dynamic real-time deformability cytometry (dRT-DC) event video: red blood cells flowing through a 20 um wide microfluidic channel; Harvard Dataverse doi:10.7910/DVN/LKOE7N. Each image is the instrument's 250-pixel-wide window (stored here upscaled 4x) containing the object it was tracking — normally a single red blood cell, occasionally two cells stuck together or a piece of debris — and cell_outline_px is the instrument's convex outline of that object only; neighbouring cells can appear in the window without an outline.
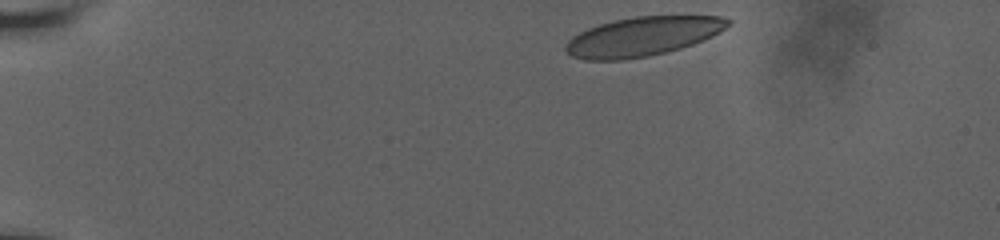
{"species": "human", "species_latin": "Homo sapiens", "temperature_condition": "room temperature", "stored_images_in_passage": 34, "camera_frame_rate_fps": 3000, "um_per_image_px": 0.085, "donor": {"sex": "male"}, "frame": {"image": 1, "passage_image": 1, "time_ms": 0.0, "image_size_px": [1000, 240], "cell_outline_px": [[732, 24], [720, 32], [712, 36], [692, 44], [680, 48], [648, 56], [624, 60], [584, 60], [572, 56], [564, 48], [568, 40], [572, 36], [588, 28], [612, 20], [636, 16], [724, 16], [732, 20]], "centroid_in_image_um": [54.64, 3.09], "position_along_channel_um": 30.4, "area_um2": 37.05}}
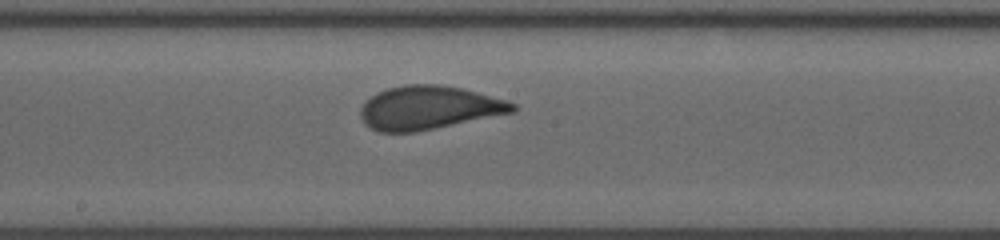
{"frame": {"image": 2, "passage_image": 20, "time_ms": 7.333, "image_size_px": [1000, 240], "cell_outline_px": [[516, 112], [416, 132], [380, 132], [364, 124], [360, 116], [360, 108], [376, 92], [388, 88], [404, 84], [440, 84], [464, 88], [504, 100], [516, 104]], "centroid_in_image_um": [36.45, 9.15], "position_along_channel_um": 211.8, "area_um2": 38.67}}
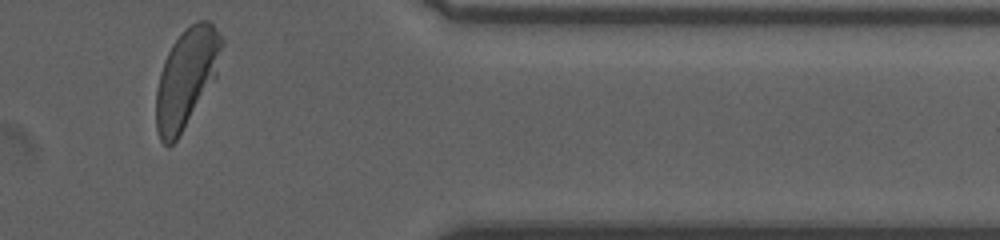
{"frame": {"image": 3, "passage_image": 34, "time_ms": 12.667, "image_size_px": [1000, 240], "cell_outline_px": [[224, 44], [216, 80], [176, 140], [168, 148], [160, 140], [156, 128], [156, 88], [160, 72], [164, 60], [172, 44], [196, 20], [208, 20], [212, 24], [224, 40]], "centroid_in_image_um": [15.86, 6.64], "position_along_channel_um": 395.5, "area_um2": 37.97}, "authors_computed_cell_mechanics": {"area_um2": 38.4948, "velocity_mm_per_s": 3.7653, "shape_relaxation_time_tau1_ms": 4.0069, "shape_relaxation_time_tau2_ms": null, "deformation_change_tau1": 0.1251, "deformation_change_tau2": null}}